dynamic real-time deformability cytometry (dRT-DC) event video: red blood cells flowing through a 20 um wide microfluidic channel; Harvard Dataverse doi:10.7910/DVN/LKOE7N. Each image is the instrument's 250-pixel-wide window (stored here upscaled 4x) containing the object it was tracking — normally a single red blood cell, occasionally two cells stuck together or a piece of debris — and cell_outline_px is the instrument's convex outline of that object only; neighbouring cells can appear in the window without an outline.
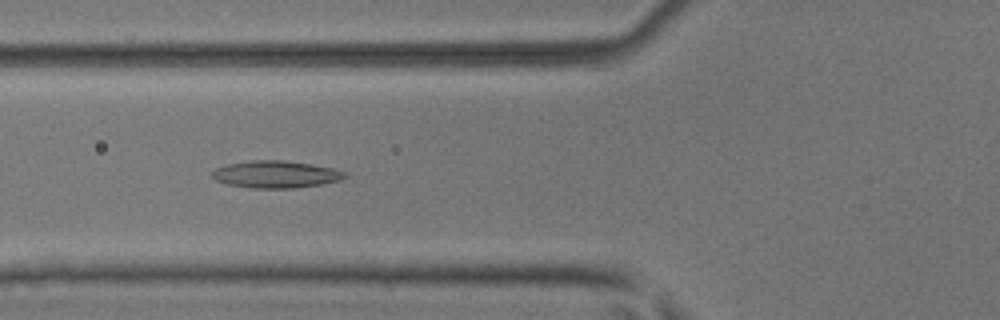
{"species": "common noctule bat (a hibernating species)", "species_latin": "Nyctalus noctula", "temperature_condition": "room temperature", "stored_images_in_passage": 36, "camera_frame_rate_fps": 3000, "um_per_image_px": 0.085, "animal": {"sex": "male", "body_mass_g": 17.9, "forearm_length_mm": 54.2}, "frame": {"image": 1, "passage_image": 4, "time_ms": 1.0, "image_size_px": [1000, 320], "cell_outline_px": [[348, 176], [340, 180], [320, 184], [292, 188], [256, 188], [228, 184], [216, 180], [212, 176], [212, 172], [216, 168], [228, 164], [252, 160], [284, 160], [312, 164], [332, 168], [344, 172]], "centroid_in_image_um": [23.45, 14.81], "position_along_channel_um": 102.4, "area_um2": 20.75}}
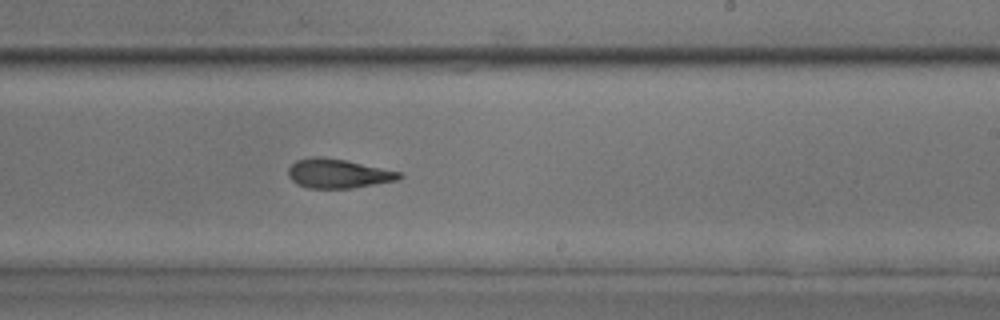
{"frame": {"image": 2, "passage_image": 16, "time_ms": 5.0, "image_size_px": [1000, 320], "cell_outline_px": [[404, 176], [400, 180], [352, 188], [308, 188], [296, 184], [288, 176], [288, 168], [296, 160], [312, 156], [320, 156], [348, 160], [400, 172]], "centroid_in_image_um": [28.74, 14.74], "position_along_channel_um": 260.3, "area_um2": 19.13}}
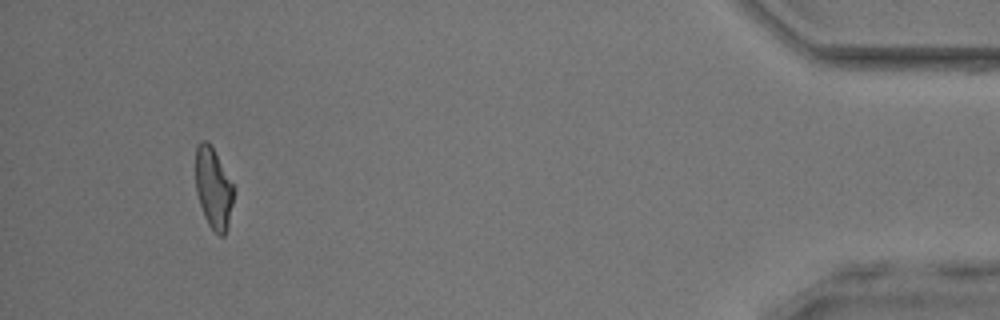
{"frame": {"image": 3, "passage_image": 33, "time_ms": 10.667, "image_size_px": [1000, 320], "cell_outline_px": [[236, 188], [228, 228], [224, 236], [220, 236], [208, 224], [204, 216], [196, 192], [196, 144], [200, 140], [208, 140]], "centroid_in_image_um": [18.16, 15.99], "position_along_channel_um": 417.0, "area_um2": 18.26}, "authors_computed_cell_mechanics": {"area_um2": 18.9584, "velocity_mm_per_s": 3.959, "shape_relaxation_time_tau1_ms": null, "shape_relaxation_time_tau2_ms": 2.8053, "deformation_change_tau1": null, "deformation_change_tau2": 0.1279}}